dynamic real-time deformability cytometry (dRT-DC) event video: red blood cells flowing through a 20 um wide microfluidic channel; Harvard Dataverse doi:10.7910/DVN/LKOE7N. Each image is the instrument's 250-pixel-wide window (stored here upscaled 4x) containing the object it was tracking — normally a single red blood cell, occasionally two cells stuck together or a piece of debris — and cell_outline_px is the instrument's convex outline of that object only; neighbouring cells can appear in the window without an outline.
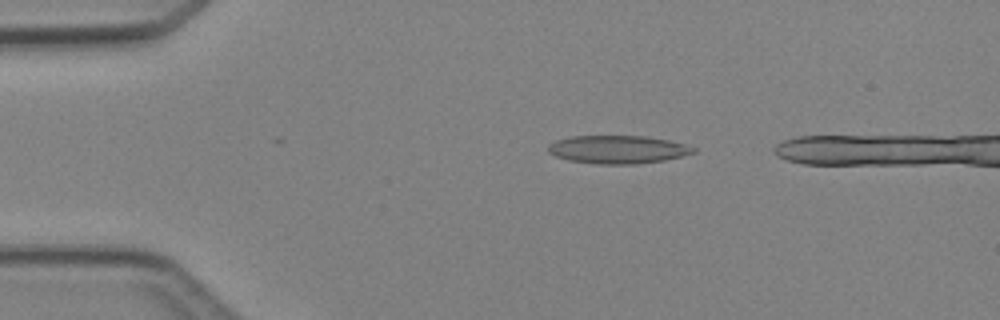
{"species": "Egyptian fruit bat (a non-hibernating species)", "species_latin": "Rousettus aegyptiacus", "temperature_condition": "cold", "stored_images_in_passage": 4, "camera_frame_rate_fps": 3000, "um_per_image_px": 0.085, "animal": {"sex": "female"}, "frame": {"image": 1, "passage_image": 4, "time_ms": 4.333, "image_size_px": [1000, 320], "cell_outline_px": [[696, 152], [664, 160], [636, 164], [596, 164], [568, 160], [556, 156], [548, 152], [548, 144], [556, 140], [572, 136], [644, 136], [668, 140], [684, 144], [696, 148]], "centroid_in_image_um": [52.49, 12.7], "position_along_channel_um": 32.5, "area_um2": 23.7}}